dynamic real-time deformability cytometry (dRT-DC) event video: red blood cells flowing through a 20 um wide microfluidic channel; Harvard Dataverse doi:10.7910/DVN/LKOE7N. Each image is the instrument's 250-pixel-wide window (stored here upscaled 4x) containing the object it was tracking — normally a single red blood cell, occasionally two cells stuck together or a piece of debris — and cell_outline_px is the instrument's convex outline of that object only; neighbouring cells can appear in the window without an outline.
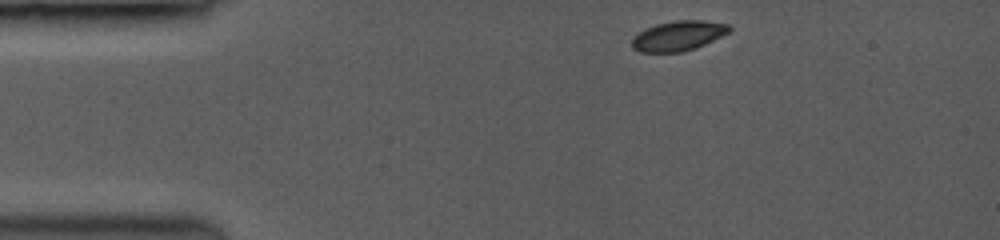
{"species": "common noctule bat (a hibernating species)", "species_latin": "Nyctalus noctula", "temperature_condition": "room temperature", "stored_images_in_passage": 31, "camera_frame_rate_fps": 3500, "um_per_image_px": 0.085, "animal": {"sex": "female", "body_mass_g": 19.0, "forearm_length_mm": 53.3}, "frame": {"image": 1, "passage_image": 1, "time_ms": 0.0, "image_size_px": [1000, 240], "cell_outline_px": [[732, 28], [728, 32], [704, 44], [680, 52], [640, 52], [632, 48], [632, 40], [640, 32], [656, 24], [676, 20], [700, 20], [728, 24]], "centroid_in_image_um": [57.64, 3.04], "position_along_channel_um": 27.4, "area_um2": 16.53}}
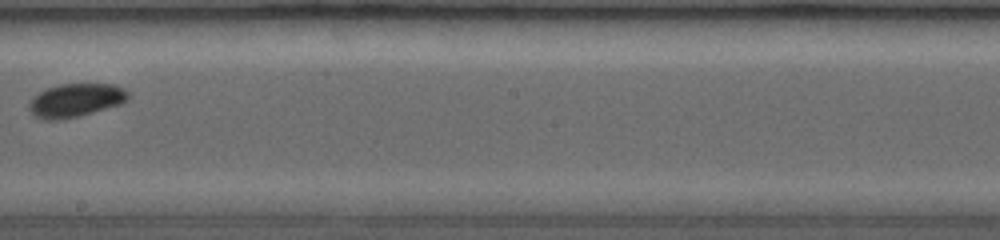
{"frame": {"image": 2, "passage_image": 17, "time_ms": 6.857, "image_size_px": [1000, 240], "cell_outline_px": [[128, 96], [124, 100], [116, 104], [76, 116], [60, 120], [44, 120], [36, 116], [32, 112], [32, 100], [40, 92], [48, 88], [60, 84], [112, 84], [124, 88], [128, 92]], "centroid_in_image_um": [6.43, 8.5], "position_along_channel_um": 241.8, "area_um2": 18.32}}
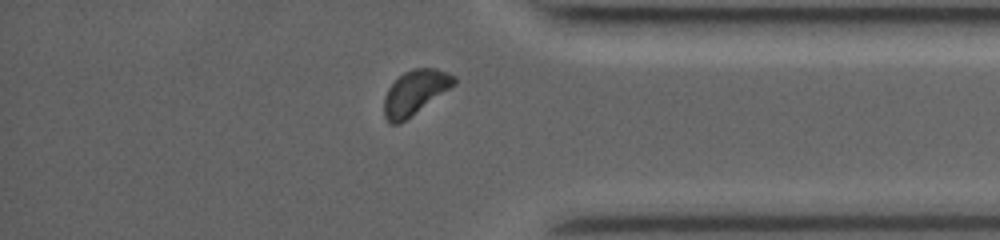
{"frame": {"image": 3, "passage_image": 27, "time_ms": 10.857, "image_size_px": [1000, 240], "cell_outline_px": [[456, 84], [400, 124], [392, 124], [384, 116], [384, 96], [388, 88], [404, 72], [412, 68], [436, 68], [456, 76]], "centroid_in_image_um": [35.28, 7.85], "position_along_channel_um": 399.9, "area_um2": 18.03}, "authors_computed_cell_mechanics": {"area_um2": 18.0336, "velocity_mm_per_s": 4.0352, "shape_relaxation_time_tau1_ms": 3.7114, "shape_relaxation_time_tau2_ms": null, "deformation_change_tau1": 0.102, "deformation_change_tau2": null}}